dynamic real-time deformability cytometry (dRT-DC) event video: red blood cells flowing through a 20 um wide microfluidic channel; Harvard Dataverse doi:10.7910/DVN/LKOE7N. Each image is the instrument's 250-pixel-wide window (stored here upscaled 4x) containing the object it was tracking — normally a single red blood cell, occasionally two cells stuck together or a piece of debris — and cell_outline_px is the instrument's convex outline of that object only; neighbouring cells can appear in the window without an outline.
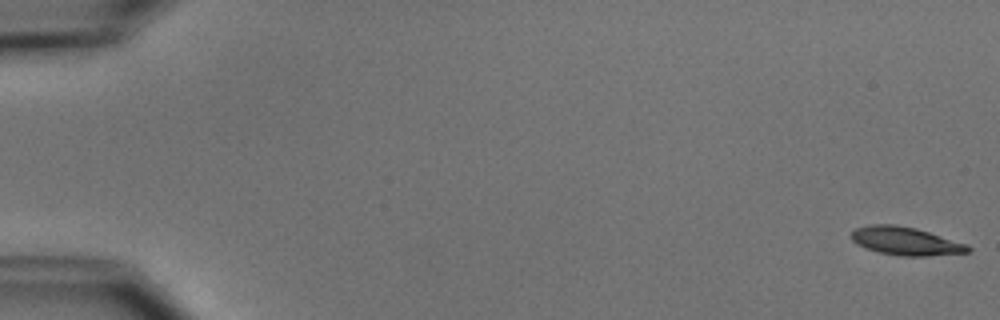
{"species": "common noctule bat (a hibernating species)", "species_latin": "Nyctalus noctula", "temperature_condition": "cold", "stored_images_in_passage": 54, "camera_frame_rate_fps": 3000, "um_per_image_px": 0.085, "animal": {"sex": "male", "body_mass_g": 15.6}, "frame": {"image": 1, "passage_image": 1, "time_ms": 0.0, "image_size_px": [1000, 320], "cell_outline_px": [[972, 248], [968, 252], [928, 256], [900, 256], [880, 252], [856, 244], [852, 240], [852, 232], [856, 228], [868, 224], [896, 224], [916, 228], [968, 244]], "centroid_in_image_um": [76.99, 20.48], "position_along_channel_um": 8.0, "area_um2": 19.13}}
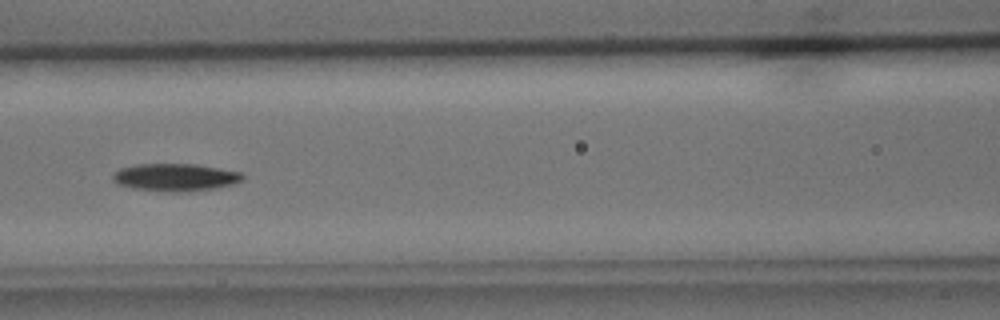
{"frame": {"image": 2, "passage_image": 25, "time_ms": 8.0, "image_size_px": [1000, 320], "cell_outline_px": [[244, 180], [232, 184], [216, 188], [184, 192], [172, 192], [132, 188], [116, 184], [112, 180], [112, 176], [120, 168], [136, 164], [196, 164], [244, 172]], "centroid_in_image_um": [14.93, 15.07], "position_along_channel_um": 151.7, "area_um2": 21.04}}
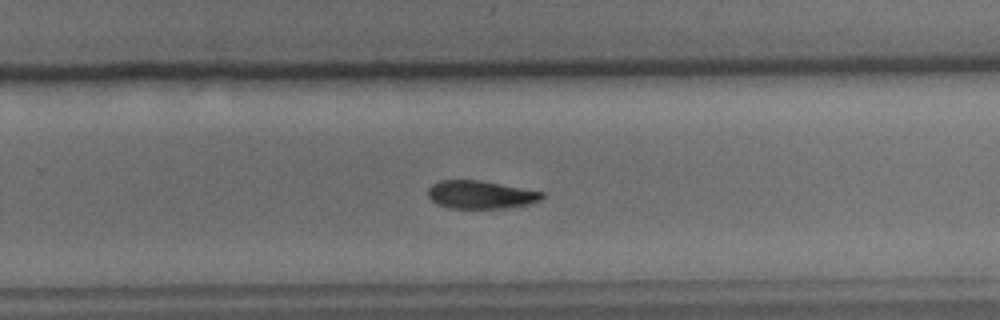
{"frame": {"image": 3, "passage_image": 36, "time_ms": 11.667, "image_size_px": [1000, 320], "cell_outline_px": [[544, 196], [540, 200], [528, 204], [504, 208], [452, 208], [436, 204], [428, 196], [428, 188], [432, 184], [440, 180], [480, 180], [544, 192]], "centroid_in_image_um": [40.83, 16.54], "position_along_channel_um": 289.0, "area_um2": 18.55}, "authors_computed_cell_mechanics": {"area_um2": 19.4786, "velocity_mm_per_s": 3.749, "shape_relaxation_time_tau1_ms": 3.1593, "shape_relaxation_time_tau2_ms": null, "deformation_change_tau1": 0.1281, "deformation_change_tau2": null}}